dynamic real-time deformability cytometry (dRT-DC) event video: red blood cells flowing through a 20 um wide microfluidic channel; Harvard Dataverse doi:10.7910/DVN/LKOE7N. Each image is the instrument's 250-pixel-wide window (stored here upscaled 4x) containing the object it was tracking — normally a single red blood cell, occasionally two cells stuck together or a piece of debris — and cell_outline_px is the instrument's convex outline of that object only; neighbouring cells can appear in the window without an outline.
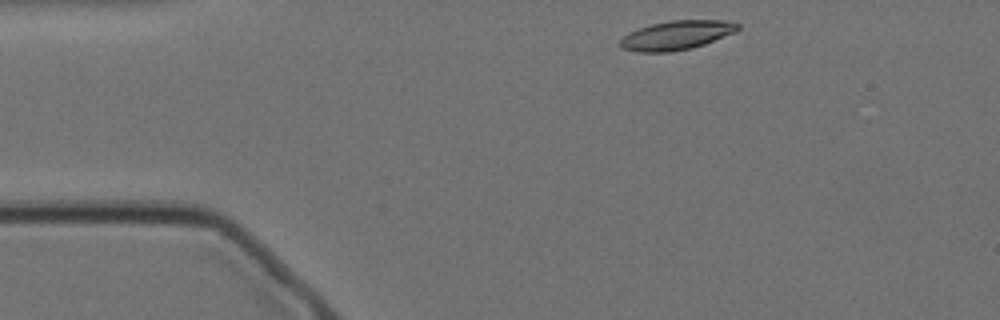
{"species": "Egyptian fruit bat (a non-hibernating species)", "species_latin": "Rousettus aegyptiacus", "temperature_condition": "cold", "stored_images_in_passage": 49, "camera_frame_rate_fps": 3000, "um_per_image_px": 0.085, "animal": {"sex": "female"}, "frame": {"image": 1, "passage_image": 1, "time_ms": 0.0, "image_size_px": [1000, 320], "cell_outline_px": [[740, 28], [736, 32], [704, 44], [692, 48], [668, 52], [640, 52], [620, 48], [620, 40], [628, 32], [652, 24], [672, 20], [720, 20], [740, 24]], "centroid_in_image_um": [57.51, 3.0], "position_along_channel_um": 27.5, "area_um2": 19.83}}
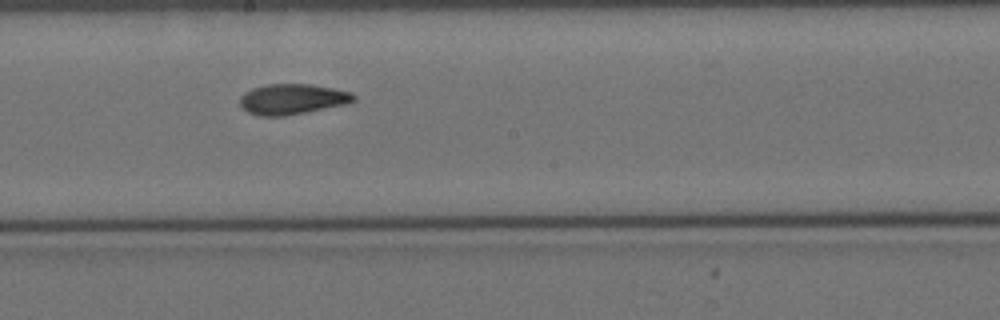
{"frame": {"image": 2, "passage_image": 22, "time_ms": 7.0, "image_size_px": [1000, 320], "cell_outline_px": [[356, 100], [348, 104], [284, 116], [256, 116], [248, 112], [240, 104], [240, 96], [244, 92], [252, 88], [268, 84], [308, 84], [332, 88], [352, 92], [356, 96]], "centroid_in_image_um": [24.85, 8.43], "position_along_channel_um": 223.3, "area_um2": 20.29}}
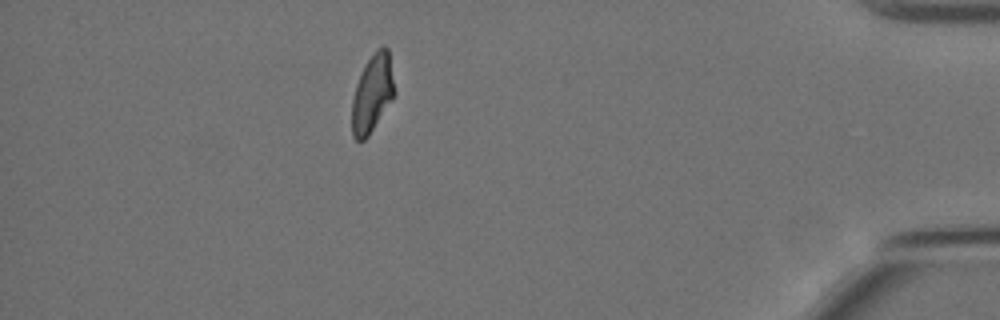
{"frame": {"image": 3, "passage_image": 42, "time_ms": 13.667, "image_size_px": [1000, 320], "cell_outline_px": [[396, 92], [368, 136], [364, 140], [356, 140], [352, 136], [352, 100], [356, 84], [368, 60], [376, 48], [384, 44], [388, 48]], "centroid_in_image_um": [31.65, 7.91], "position_along_channel_um": 403.5, "area_um2": 19.07}, "authors_computed_cell_mechanics": {"area_um2": 19.8832, "velocity_mm_per_s": 3.4901, "shape_relaxation_time_tau1_ms": 6.0132, "shape_relaxation_time_tau2_ms": 3.6003, "deformation_change_tau1": 0.1733, "deformation_change_tau2": 0.0998}}